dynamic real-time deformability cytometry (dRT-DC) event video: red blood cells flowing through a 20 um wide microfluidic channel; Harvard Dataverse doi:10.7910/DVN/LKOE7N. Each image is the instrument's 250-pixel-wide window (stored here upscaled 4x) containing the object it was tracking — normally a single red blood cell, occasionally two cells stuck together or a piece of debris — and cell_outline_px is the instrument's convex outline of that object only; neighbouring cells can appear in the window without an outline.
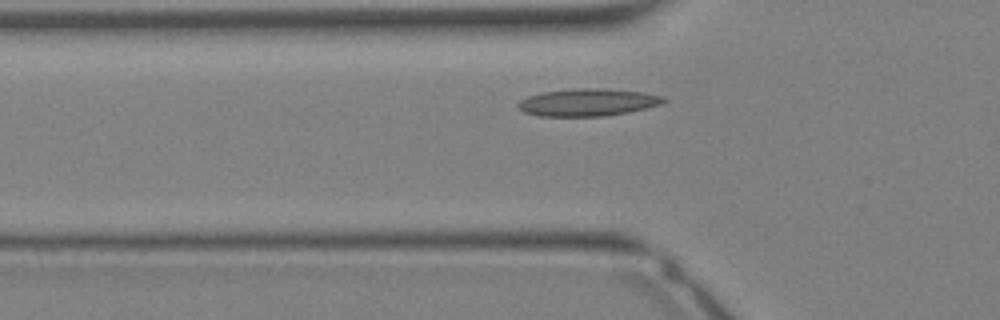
{"species": "Egyptian fruit bat (a non-hibernating species)", "species_latin": "Rousettus aegyptiacus", "temperature_condition": "warm", "stored_images_in_passage": 29, "segment_of_instrument_passage": [1, 2], "camera_frame_rate_fps": 3000, "um_per_image_px": 0.085, "animal": {"sex": "female"}, "frame": {"image": 1, "passage_image": 5, "time_ms": 1.333, "image_size_px": [1000, 320], "cell_outline_px": [[668, 100], [660, 104], [628, 112], [604, 116], [540, 116], [524, 112], [516, 104], [520, 100], [528, 96], [540, 92], [576, 88], [600, 88], [644, 92], [664, 96]], "centroid_in_image_um": [49.95, 8.69], "position_along_channel_um": 75.8, "area_um2": 23.24}}
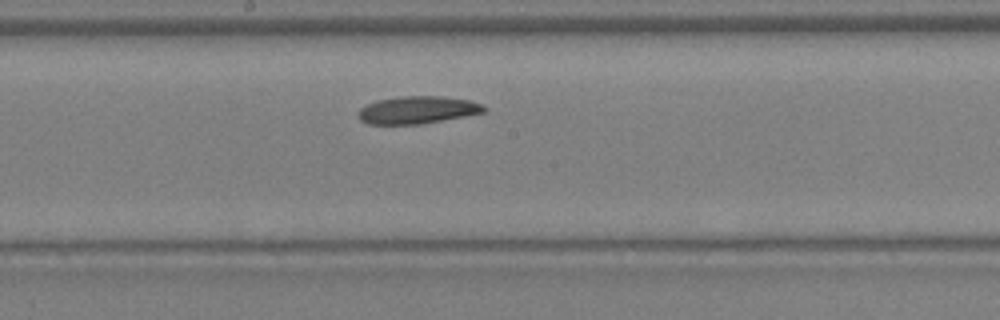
{"frame": {"image": 2, "passage_image": 12, "time_ms": 3.667, "image_size_px": [1000, 320], "cell_outline_px": [[484, 112], [464, 116], [420, 124], [368, 124], [360, 120], [360, 108], [368, 104], [380, 100], [400, 96], [440, 96], [468, 100], [480, 104], [484, 108]], "centroid_in_image_um": [35.46, 9.35], "position_along_channel_um": 212.7, "area_um2": 19.65}}
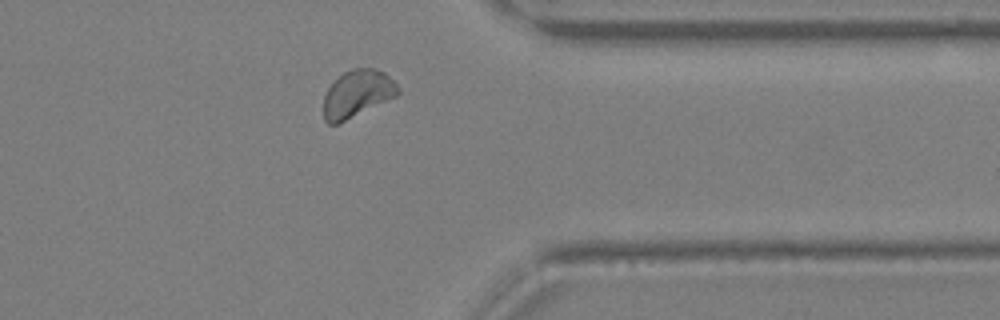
{"frame": {"image": 3, "passage_image": 21, "time_ms": 6.667, "image_size_px": [1000, 320], "cell_outline_px": [[400, 92], [396, 96], [336, 124], [328, 124], [324, 120], [324, 96], [328, 88], [344, 72], [352, 68], [376, 68], [384, 72], [400, 88]], "centroid_in_image_um": [30.37, 7.95], "position_along_channel_um": 381.0, "area_um2": 20.06}}